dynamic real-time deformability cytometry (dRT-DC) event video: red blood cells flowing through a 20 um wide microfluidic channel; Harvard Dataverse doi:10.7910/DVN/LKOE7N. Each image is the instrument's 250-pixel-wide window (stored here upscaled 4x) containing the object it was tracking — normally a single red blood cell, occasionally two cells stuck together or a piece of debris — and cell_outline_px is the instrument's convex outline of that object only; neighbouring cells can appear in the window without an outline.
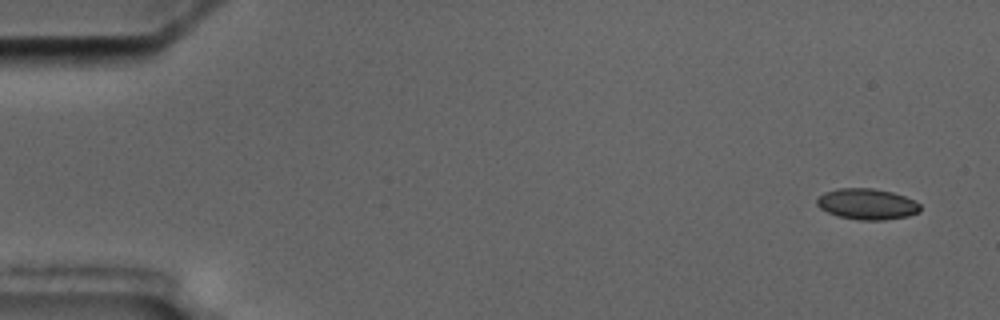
{"species": "common noctule bat (a hibernating species)", "species_latin": "Nyctalus noctula", "temperature_condition": "cold", "stored_images_in_passage": 4, "camera_frame_rate_fps": 3000, "um_per_image_px": 0.085, "animal": {"sex": "male", "body_mass_g": 17.5, "forearm_length_mm": 52.3}, "frame": {"image": 1, "passage_image": 1, "time_ms": 0.0, "image_size_px": [1000, 320], "cell_outline_px": [[920, 212], [908, 216], [884, 220], [860, 220], [836, 216], [820, 208], [816, 204], [816, 200], [824, 192], [836, 188], [872, 188], [892, 192], [904, 196], [920, 204]], "centroid_in_image_um": [73.68, 17.35], "position_along_channel_um": 11.3, "area_um2": 18.67}}